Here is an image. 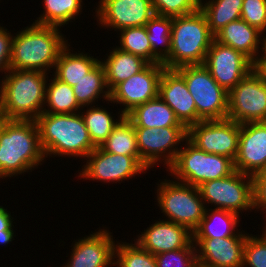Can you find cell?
Wrapping results in <instances>:
<instances>
[{
  "label": "cell",
  "mask_w": 266,
  "mask_h": 267,
  "mask_svg": "<svg viewBox=\"0 0 266 267\" xmlns=\"http://www.w3.org/2000/svg\"><path fill=\"white\" fill-rule=\"evenodd\" d=\"M36 120H5L0 128V179L24 176L45 163ZM7 177V178H6ZM4 178V179H3Z\"/></svg>",
  "instance_id": "cell-1"
},
{
  "label": "cell",
  "mask_w": 266,
  "mask_h": 267,
  "mask_svg": "<svg viewBox=\"0 0 266 267\" xmlns=\"http://www.w3.org/2000/svg\"><path fill=\"white\" fill-rule=\"evenodd\" d=\"M67 39L58 27L31 23L14 33L10 70L53 73L61 50L69 43Z\"/></svg>",
  "instance_id": "cell-2"
},
{
  "label": "cell",
  "mask_w": 266,
  "mask_h": 267,
  "mask_svg": "<svg viewBox=\"0 0 266 267\" xmlns=\"http://www.w3.org/2000/svg\"><path fill=\"white\" fill-rule=\"evenodd\" d=\"M36 123L45 158L79 157L85 160L96 148L80 112L75 114L42 112L37 117Z\"/></svg>",
  "instance_id": "cell-3"
},
{
  "label": "cell",
  "mask_w": 266,
  "mask_h": 267,
  "mask_svg": "<svg viewBox=\"0 0 266 267\" xmlns=\"http://www.w3.org/2000/svg\"><path fill=\"white\" fill-rule=\"evenodd\" d=\"M49 74L9 70L0 80V104L6 120H36L43 112Z\"/></svg>",
  "instance_id": "cell-4"
},
{
  "label": "cell",
  "mask_w": 266,
  "mask_h": 267,
  "mask_svg": "<svg viewBox=\"0 0 266 267\" xmlns=\"http://www.w3.org/2000/svg\"><path fill=\"white\" fill-rule=\"evenodd\" d=\"M214 39L215 35L200 8L193 13L173 17L170 54L162 64L167 69L203 65Z\"/></svg>",
  "instance_id": "cell-5"
},
{
  "label": "cell",
  "mask_w": 266,
  "mask_h": 267,
  "mask_svg": "<svg viewBox=\"0 0 266 267\" xmlns=\"http://www.w3.org/2000/svg\"><path fill=\"white\" fill-rule=\"evenodd\" d=\"M183 146L166 169L168 176L175 181L198 187L204 182L227 177L235 171L234 162L228 157L206 153L188 139Z\"/></svg>",
  "instance_id": "cell-6"
},
{
  "label": "cell",
  "mask_w": 266,
  "mask_h": 267,
  "mask_svg": "<svg viewBox=\"0 0 266 267\" xmlns=\"http://www.w3.org/2000/svg\"><path fill=\"white\" fill-rule=\"evenodd\" d=\"M156 185L155 204L166 217L165 220L184 225L193 233L206 210L198 187L173 179H163Z\"/></svg>",
  "instance_id": "cell-7"
},
{
  "label": "cell",
  "mask_w": 266,
  "mask_h": 267,
  "mask_svg": "<svg viewBox=\"0 0 266 267\" xmlns=\"http://www.w3.org/2000/svg\"><path fill=\"white\" fill-rule=\"evenodd\" d=\"M176 70L184 77L195 101L198 122L227 118L228 92L213 79L204 64L183 66Z\"/></svg>",
  "instance_id": "cell-8"
},
{
  "label": "cell",
  "mask_w": 266,
  "mask_h": 267,
  "mask_svg": "<svg viewBox=\"0 0 266 267\" xmlns=\"http://www.w3.org/2000/svg\"><path fill=\"white\" fill-rule=\"evenodd\" d=\"M198 190L206 208H212L213 205L214 209L239 215L253 210L251 175L235 170L227 177L204 182L198 186Z\"/></svg>",
  "instance_id": "cell-9"
},
{
  "label": "cell",
  "mask_w": 266,
  "mask_h": 267,
  "mask_svg": "<svg viewBox=\"0 0 266 267\" xmlns=\"http://www.w3.org/2000/svg\"><path fill=\"white\" fill-rule=\"evenodd\" d=\"M134 129L140 160L148 170L160 163H164L163 168L167 169L174 162L182 148L181 145L187 139L185 126H169L160 129L134 127Z\"/></svg>",
  "instance_id": "cell-10"
},
{
  "label": "cell",
  "mask_w": 266,
  "mask_h": 267,
  "mask_svg": "<svg viewBox=\"0 0 266 267\" xmlns=\"http://www.w3.org/2000/svg\"><path fill=\"white\" fill-rule=\"evenodd\" d=\"M85 160L81 170L78 169V179L80 177L89 181L97 180L103 184L111 182L120 184L134 178L137 174H146L149 171L141 162L140 156L108 153L100 146L96 147Z\"/></svg>",
  "instance_id": "cell-11"
},
{
  "label": "cell",
  "mask_w": 266,
  "mask_h": 267,
  "mask_svg": "<svg viewBox=\"0 0 266 267\" xmlns=\"http://www.w3.org/2000/svg\"><path fill=\"white\" fill-rule=\"evenodd\" d=\"M227 118L240 124L266 122V82L255 69L228 92Z\"/></svg>",
  "instance_id": "cell-12"
},
{
  "label": "cell",
  "mask_w": 266,
  "mask_h": 267,
  "mask_svg": "<svg viewBox=\"0 0 266 267\" xmlns=\"http://www.w3.org/2000/svg\"><path fill=\"white\" fill-rule=\"evenodd\" d=\"M241 124L231 119L204 120L187 128V139L202 151L230 158L238 153Z\"/></svg>",
  "instance_id": "cell-13"
},
{
  "label": "cell",
  "mask_w": 266,
  "mask_h": 267,
  "mask_svg": "<svg viewBox=\"0 0 266 267\" xmlns=\"http://www.w3.org/2000/svg\"><path fill=\"white\" fill-rule=\"evenodd\" d=\"M164 69L163 64H148L142 71L118 84L110 92L107 104H119L120 112L126 116L136 106L155 99Z\"/></svg>",
  "instance_id": "cell-14"
},
{
  "label": "cell",
  "mask_w": 266,
  "mask_h": 267,
  "mask_svg": "<svg viewBox=\"0 0 266 267\" xmlns=\"http://www.w3.org/2000/svg\"><path fill=\"white\" fill-rule=\"evenodd\" d=\"M95 6L99 27L118 31L127 27L145 26L155 15L151 0H100Z\"/></svg>",
  "instance_id": "cell-15"
},
{
  "label": "cell",
  "mask_w": 266,
  "mask_h": 267,
  "mask_svg": "<svg viewBox=\"0 0 266 267\" xmlns=\"http://www.w3.org/2000/svg\"><path fill=\"white\" fill-rule=\"evenodd\" d=\"M204 66L227 92L254 69V63L248 57L215 39L207 51Z\"/></svg>",
  "instance_id": "cell-16"
},
{
  "label": "cell",
  "mask_w": 266,
  "mask_h": 267,
  "mask_svg": "<svg viewBox=\"0 0 266 267\" xmlns=\"http://www.w3.org/2000/svg\"><path fill=\"white\" fill-rule=\"evenodd\" d=\"M72 242L70 256L61 267H114L115 237L99 229Z\"/></svg>",
  "instance_id": "cell-17"
},
{
  "label": "cell",
  "mask_w": 266,
  "mask_h": 267,
  "mask_svg": "<svg viewBox=\"0 0 266 267\" xmlns=\"http://www.w3.org/2000/svg\"><path fill=\"white\" fill-rule=\"evenodd\" d=\"M234 168L251 176L266 171V122L241 124Z\"/></svg>",
  "instance_id": "cell-18"
},
{
  "label": "cell",
  "mask_w": 266,
  "mask_h": 267,
  "mask_svg": "<svg viewBox=\"0 0 266 267\" xmlns=\"http://www.w3.org/2000/svg\"><path fill=\"white\" fill-rule=\"evenodd\" d=\"M158 220H154L133 240L142 249L157 255L186 248L193 241V233L186 226L165 219Z\"/></svg>",
  "instance_id": "cell-19"
},
{
  "label": "cell",
  "mask_w": 266,
  "mask_h": 267,
  "mask_svg": "<svg viewBox=\"0 0 266 267\" xmlns=\"http://www.w3.org/2000/svg\"><path fill=\"white\" fill-rule=\"evenodd\" d=\"M246 237L247 235H234L219 239H193L197 264L211 267H243Z\"/></svg>",
  "instance_id": "cell-20"
},
{
  "label": "cell",
  "mask_w": 266,
  "mask_h": 267,
  "mask_svg": "<svg viewBox=\"0 0 266 267\" xmlns=\"http://www.w3.org/2000/svg\"><path fill=\"white\" fill-rule=\"evenodd\" d=\"M158 96L171 107L176 118L186 128L198 123L195 101L189 93L184 77L176 69L163 70Z\"/></svg>",
  "instance_id": "cell-21"
},
{
  "label": "cell",
  "mask_w": 266,
  "mask_h": 267,
  "mask_svg": "<svg viewBox=\"0 0 266 267\" xmlns=\"http://www.w3.org/2000/svg\"><path fill=\"white\" fill-rule=\"evenodd\" d=\"M263 33L241 18L232 21L215 34V40L248 57L254 64L261 51Z\"/></svg>",
  "instance_id": "cell-22"
},
{
  "label": "cell",
  "mask_w": 266,
  "mask_h": 267,
  "mask_svg": "<svg viewBox=\"0 0 266 267\" xmlns=\"http://www.w3.org/2000/svg\"><path fill=\"white\" fill-rule=\"evenodd\" d=\"M90 55L92 54L84 50H78L77 53L67 44L59 54L52 76L73 87L100 62L99 57L94 58V54Z\"/></svg>",
  "instance_id": "cell-23"
},
{
  "label": "cell",
  "mask_w": 266,
  "mask_h": 267,
  "mask_svg": "<svg viewBox=\"0 0 266 267\" xmlns=\"http://www.w3.org/2000/svg\"><path fill=\"white\" fill-rule=\"evenodd\" d=\"M240 215L228 210L206 208L199 226L193 231V239L225 238L234 235H247L239 227Z\"/></svg>",
  "instance_id": "cell-24"
},
{
  "label": "cell",
  "mask_w": 266,
  "mask_h": 267,
  "mask_svg": "<svg viewBox=\"0 0 266 267\" xmlns=\"http://www.w3.org/2000/svg\"><path fill=\"white\" fill-rule=\"evenodd\" d=\"M113 48V49H112ZM105 57L100 59L105 70L106 83L111 92L118 84L142 71L149 63L132 53L112 47Z\"/></svg>",
  "instance_id": "cell-25"
},
{
  "label": "cell",
  "mask_w": 266,
  "mask_h": 267,
  "mask_svg": "<svg viewBox=\"0 0 266 267\" xmlns=\"http://www.w3.org/2000/svg\"><path fill=\"white\" fill-rule=\"evenodd\" d=\"M126 117L134 127L161 128L184 126L176 118L174 111L159 96L136 106Z\"/></svg>",
  "instance_id": "cell-26"
},
{
  "label": "cell",
  "mask_w": 266,
  "mask_h": 267,
  "mask_svg": "<svg viewBox=\"0 0 266 267\" xmlns=\"http://www.w3.org/2000/svg\"><path fill=\"white\" fill-rule=\"evenodd\" d=\"M72 88L76 100L81 107L97 105L96 102L98 103V100L100 101L101 98L103 99L101 100L102 103L110 100V91L101 62Z\"/></svg>",
  "instance_id": "cell-27"
},
{
  "label": "cell",
  "mask_w": 266,
  "mask_h": 267,
  "mask_svg": "<svg viewBox=\"0 0 266 267\" xmlns=\"http://www.w3.org/2000/svg\"><path fill=\"white\" fill-rule=\"evenodd\" d=\"M80 113L84 119L89 136L96 147H99L109 137L114 127L124 117L119 111L116 118L113 112L107 110V107L105 108L98 104L82 107Z\"/></svg>",
  "instance_id": "cell-28"
},
{
  "label": "cell",
  "mask_w": 266,
  "mask_h": 267,
  "mask_svg": "<svg viewBox=\"0 0 266 267\" xmlns=\"http://www.w3.org/2000/svg\"><path fill=\"white\" fill-rule=\"evenodd\" d=\"M43 13L33 23L63 28L83 12V0H43ZM80 13V14H79Z\"/></svg>",
  "instance_id": "cell-29"
},
{
  "label": "cell",
  "mask_w": 266,
  "mask_h": 267,
  "mask_svg": "<svg viewBox=\"0 0 266 267\" xmlns=\"http://www.w3.org/2000/svg\"><path fill=\"white\" fill-rule=\"evenodd\" d=\"M50 82V83H48ZM82 107L78 104L73 88L54 76L48 78L46 84L44 113L51 114H75Z\"/></svg>",
  "instance_id": "cell-30"
},
{
  "label": "cell",
  "mask_w": 266,
  "mask_h": 267,
  "mask_svg": "<svg viewBox=\"0 0 266 267\" xmlns=\"http://www.w3.org/2000/svg\"><path fill=\"white\" fill-rule=\"evenodd\" d=\"M243 0H200L211 32L215 35L232 21L241 18Z\"/></svg>",
  "instance_id": "cell-31"
},
{
  "label": "cell",
  "mask_w": 266,
  "mask_h": 267,
  "mask_svg": "<svg viewBox=\"0 0 266 267\" xmlns=\"http://www.w3.org/2000/svg\"><path fill=\"white\" fill-rule=\"evenodd\" d=\"M173 17L155 14L145 25L152 46V64H162L169 56Z\"/></svg>",
  "instance_id": "cell-32"
},
{
  "label": "cell",
  "mask_w": 266,
  "mask_h": 267,
  "mask_svg": "<svg viewBox=\"0 0 266 267\" xmlns=\"http://www.w3.org/2000/svg\"><path fill=\"white\" fill-rule=\"evenodd\" d=\"M100 147L108 153L140 156L134 125L126 116L119 121Z\"/></svg>",
  "instance_id": "cell-33"
},
{
  "label": "cell",
  "mask_w": 266,
  "mask_h": 267,
  "mask_svg": "<svg viewBox=\"0 0 266 267\" xmlns=\"http://www.w3.org/2000/svg\"><path fill=\"white\" fill-rule=\"evenodd\" d=\"M157 267L155 255L142 249L135 241H116L114 267Z\"/></svg>",
  "instance_id": "cell-34"
},
{
  "label": "cell",
  "mask_w": 266,
  "mask_h": 267,
  "mask_svg": "<svg viewBox=\"0 0 266 267\" xmlns=\"http://www.w3.org/2000/svg\"><path fill=\"white\" fill-rule=\"evenodd\" d=\"M118 32L120 39L117 48L139 56L152 64V46L145 26L127 27Z\"/></svg>",
  "instance_id": "cell-35"
},
{
  "label": "cell",
  "mask_w": 266,
  "mask_h": 267,
  "mask_svg": "<svg viewBox=\"0 0 266 267\" xmlns=\"http://www.w3.org/2000/svg\"><path fill=\"white\" fill-rule=\"evenodd\" d=\"M262 235L247 234L244 244L243 267H266V230Z\"/></svg>",
  "instance_id": "cell-36"
},
{
  "label": "cell",
  "mask_w": 266,
  "mask_h": 267,
  "mask_svg": "<svg viewBox=\"0 0 266 267\" xmlns=\"http://www.w3.org/2000/svg\"><path fill=\"white\" fill-rule=\"evenodd\" d=\"M157 267H196L197 257L193 241L180 250L155 255Z\"/></svg>",
  "instance_id": "cell-37"
},
{
  "label": "cell",
  "mask_w": 266,
  "mask_h": 267,
  "mask_svg": "<svg viewBox=\"0 0 266 267\" xmlns=\"http://www.w3.org/2000/svg\"><path fill=\"white\" fill-rule=\"evenodd\" d=\"M154 13L160 16L176 17L195 12L200 0H151Z\"/></svg>",
  "instance_id": "cell-38"
},
{
  "label": "cell",
  "mask_w": 266,
  "mask_h": 267,
  "mask_svg": "<svg viewBox=\"0 0 266 267\" xmlns=\"http://www.w3.org/2000/svg\"><path fill=\"white\" fill-rule=\"evenodd\" d=\"M241 19L266 32V0H243Z\"/></svg>",
  "instance_id": "cell-39"
},
{
  "label": "cell",
  "mask_w": 266,
  "mask_h": 267,
  "mask_svg": "<svg viewBox=\"0 0 266 267\" xmlns=\"http://www.w3.org/2000/svg\"><path fill=\"white\" fill-rule=\"evenodd\" d=\"M252 177L253 210L260 211L266 219V171Z\"/></svg>",
  "instance_id": "cell-40"
},
{
  "label": "cell",
  "mask_w": 266,
  "mask_h": 267,
  "mask_svg": "<svg viewBox=\"0 0 266 267\" xmlns=\"http://www.w3.org/2000/svg\"><path fill=\"white\" fill-rule=\"evenodd\" d=\"M14 34L0 25V75L5 76L10 70L12 39ZM4 72V73H3ZM0 76V78L2 77Z\"/></svg>",
  "instance_id": "cell-41"
},
{
  "label": "cell",
  "mask_w": 266,
  "mask_h": 267,
  "mask_svg": "<svg viewBox=\"0 0 266 267\" xmlns=\"http://www.w3.org/2000/svg\"><path fill=\"white\" fill-rule=\"evenodd\" d=\"M14 217L11 215V212L5 209L3 206L0 205V232L1 231H16L13 228V225L16 224L14 222Z\"/></svg>",
  "instance_id": "cell-42"
},
{
  "label": "cell",
  "mask_w": 266,
  "mask_h": 267,
  "mask_svg": "<svg viewBox=\"0 0 266 267\" xmlns=\"http://www.w3.org/2000/svg\"><path fill=\"white\" fill-rule=\"evenodd\" d=\"M15 231H1L0 232V244L8 245L10 242L12 243L14 237L16 236Z\"/></svg>",
  "instance_id": "cell-43"
},
{
  "label": "cell",
  "mask_w": 266,
  "mask_h": 267,
  "mask_svg": "<svg viewBox=\"0 0 266 267\" xmlns=\"http://www.w3.org/2000/svg\"><path fill=\"white\" fill-rule=\"evenodd\" d=\"M256 62H266V34L262 35L261 39V51L259 54V58Z\"/></svg>",
  "instance_id": "cell-44"
},
{
  "label": "cell",
  "mask_w": 266,
  "mask_h": 267,
  "mask_svg": "<svg viewBox=\"0 0 266 267\" xmlns=\"http://www.w3.org/2000/svg\"><path fill=\"white\" fill-rule=\"evenodd\" d=\"M254 69L262 76L266 82V62H255Z\"/></svg>",
  "instance_id": "cell-45"
},
{
  "label": "cell",
  "mask_w": 266,
  "mask_h": 267,
  "mask_svg": "<svg viewBox=\"0 0 266 267\" xmlns=\"http://www.w3.org/2000/svg\"><path fill=\"white\" fill-rule=\"evenodd\" d=\"M5 116H4V113H3V110H2V107H1V104H0V128L3 124V122L5 121Z\"/></svg>",
  "instance_id": "cell-46"
},
{
  "label": "cell",
  "mask_w": 266,
  "mask_h": 267,
  "mask_svg": "<svg viewBox=\"0 0 266 267\" xmlns=\"http://www.w3.org/2000/svg\"><path fill=\"white\" fill-rule=\"evenodd\" d=\"M196 267H211V266H207V265H205V264H197Z\"/></svg>",
  "instance_id": "cell-47"
},
{
  "label": "cell",
  "mask_w": 266,
  "mask_h": 267,
  "mask_svg": "<svg viewBox=\"0 0 266 267\" xmlns=\"http://www.w3.org/2000/svg\"><path fill=\"white\" fill-rule=\"evenodd\" d=\"M265 221H263L264 223H263V225H265V226H263V228L266 230V219H264Z\"/></svg>",
  "instance_id": "cell-48"
}]
</instances>
